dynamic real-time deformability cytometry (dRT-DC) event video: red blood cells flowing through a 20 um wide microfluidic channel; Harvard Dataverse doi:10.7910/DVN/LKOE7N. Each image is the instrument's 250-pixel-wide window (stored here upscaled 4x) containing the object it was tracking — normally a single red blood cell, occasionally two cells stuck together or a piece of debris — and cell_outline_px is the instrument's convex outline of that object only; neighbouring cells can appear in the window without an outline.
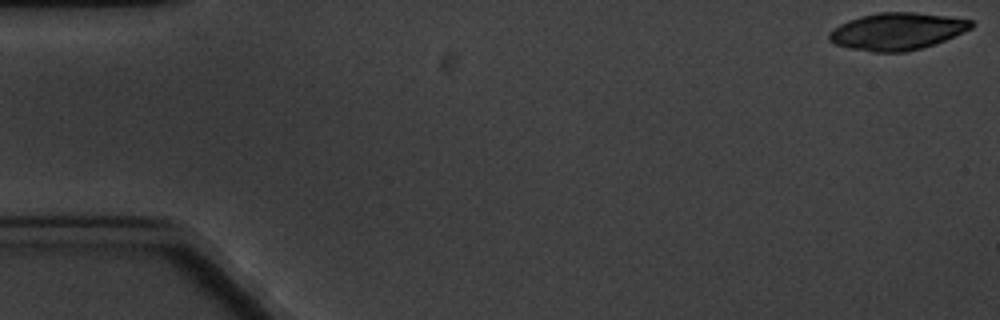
{"species": "common noctule bat (a hibernating species)", "species_latin": "Nyctalus noctula", "temperature_condition": "cold", "stored_images_in_passage": 6, "camera_frame_rate_fps": 3000, "um_per_image_px": 0.085, "animal": {"sex": "male", "body_mass_g": 20.1, "forearm_length_mm": 53.5}, "frame": {"image": 1, "passage_image": 1, "time_ms": 0.0, "image_size_px": [1000, 320], "cell_outline_px": [[976, 24], [972, 28], [944, 40], [920, 48], [904, 52], [876, 52], [848, 48], [836, 44], [828, 40], [828, 32], [832, 28], [848, 20], [860, 16], [880, 12], [916, 12], [948, 16], [972, 20]], "centroid_in_image_um": [76.23, 2.65], "position_along_channel_um": 8.8, "area_um2": 30.75}}